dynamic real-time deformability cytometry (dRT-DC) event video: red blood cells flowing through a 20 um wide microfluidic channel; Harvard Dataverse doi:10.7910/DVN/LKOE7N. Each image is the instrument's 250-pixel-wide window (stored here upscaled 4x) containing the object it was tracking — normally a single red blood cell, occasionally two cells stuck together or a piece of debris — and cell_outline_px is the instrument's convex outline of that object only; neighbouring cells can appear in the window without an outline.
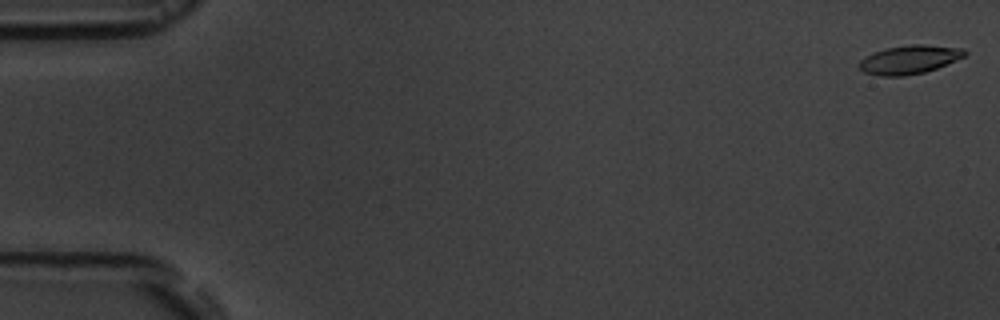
{"species": "common noctule bat (a hibernating species)", "species_latin": "Nyctalus noctula", "temperature_condition": "room temperature", "stored_images_in_passage": 13, "camera_frame_rate_fps": 3000, "um_per_image_px": 0.085, "animal": {"sex": "male", "body_mass_g": 19.5, "forearm_length_mm": 54.6}, "frame": {"image": 1, "passage_image": 1, "time_ms": 0.0, "image_size_px": [1000, 320], "cell_outline_px": [[968, 52], [964, 56], [956, 60], [936, 68], [924, 72], [904, 76], [880, 76], [864, 72], [856, 64], [860, 60], [876, 52], [888, 48], [912, 44], [924, 44], [964, 48]], "centroid_in_image_um": [77.31, 5.06], "position_along_channel_um": 7.7, "area_um2": 17.46}}